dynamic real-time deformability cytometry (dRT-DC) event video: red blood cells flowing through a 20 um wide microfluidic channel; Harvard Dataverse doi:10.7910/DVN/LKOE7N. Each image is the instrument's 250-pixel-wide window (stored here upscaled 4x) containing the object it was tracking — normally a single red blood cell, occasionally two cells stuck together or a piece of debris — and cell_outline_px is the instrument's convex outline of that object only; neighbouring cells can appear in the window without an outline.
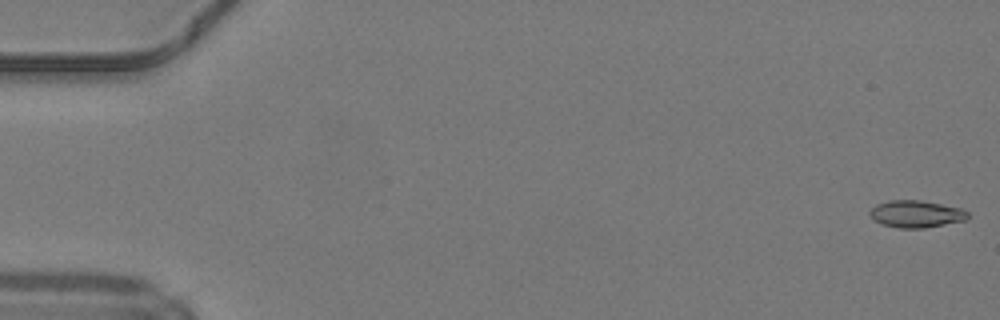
{"species": "common noctule bat (a hibernating species)", "species_latin": "Nyctalus noctula", "temperature_condition": "warm", "stored_images_in_passage": 49, "camera_frame_rate_fps": 3000, "um_per_image_px": 0.085, "animal": {"sex": "male", "body_mass_g": 19.2, "forearm_length_mm": 51.8}, "frame": {"image": 1, "passage_image": 1, "time_ms": 0.0, "image_size_px": [1000, 320], "cell_outline_px": [[968, 216], [964, 220], [924, 228], [900, 228], [884, 224], [876, 220], [868, 212], [876, 204], [892, 200], [920, 200], [960, 208], [968, 212]], "centroid_in_image_um": [77.86, 18.18], "position_along_channel_um": 7.1, "area_um2": 15.09}}
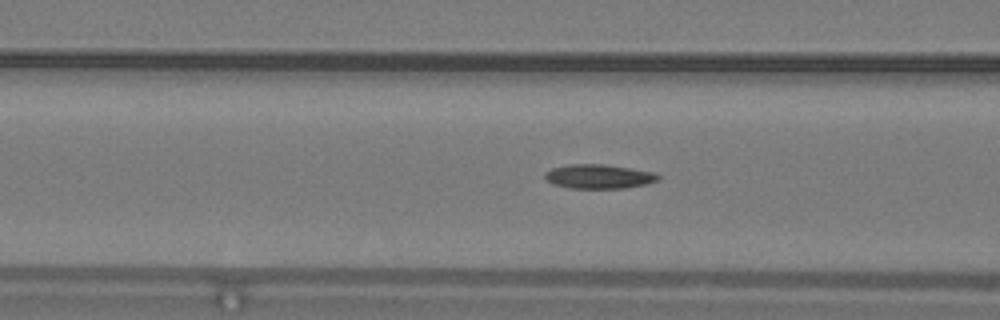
{"frame": {"image": 2, "passage_image": 20, "time_ms": 6.333, "image_size_px": [1000, 320], "cell_outline_px": [[660, 180], [644, 184], [624, 188], [568, 188], [552, 184], [544, 176], [544, 172], [552, 168], [568, 164], [604, 164], [632, 168], [652, 172], [660, 176]], "centroid_in_image_um": [50.87, 14.99], "position_along_channel_um": 115.7, "area_um2": 16.01}}
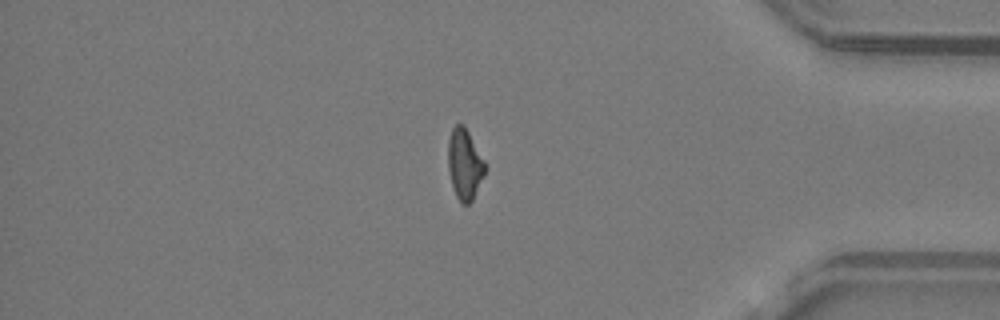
{"frame": {"image": 3, "passage_image": 42, "time_ms": 13.667, "image_size_px": [1000, 320], "cell_outline_px": [[488, 168], [472, 200], [468, 204], [460, 204], [456, 196], [452, 184], [448, 168], [448, 140], [452, 128], [456, 124], [464, 124], [488, 164]], "centroid_in_image_um": [39.53, 13.94], "position_along_channel_um": 395.7, "area_um2": 15.61}}